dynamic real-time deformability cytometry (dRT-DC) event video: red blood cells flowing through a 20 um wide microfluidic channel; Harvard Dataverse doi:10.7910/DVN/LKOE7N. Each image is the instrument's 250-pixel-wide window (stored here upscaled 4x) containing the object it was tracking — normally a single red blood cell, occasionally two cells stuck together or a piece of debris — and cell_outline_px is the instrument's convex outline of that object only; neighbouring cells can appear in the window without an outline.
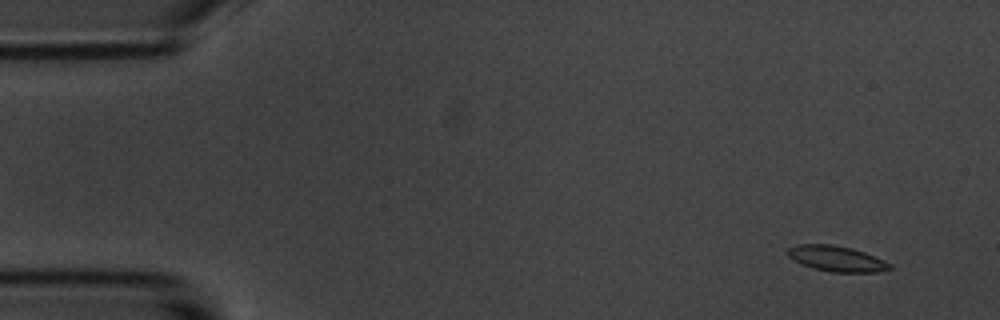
{"species": "common noctule bat (a hibernating species)", "species_latin": "Nyctalus noctula", "temperature_condition": "room temperature", "stored_images_in_passage": 8, "camera_frame_rate_fps": 3000, "um_per_image_px": 0.085, "animal": {"sex": "male", "body_mass_g": 20.1, "forearm_length_mm": 53.5}, "frame": {"image": 1, "passage_image": 1, "time_ms": 0.0, "image_size_px": [1000, 320], "cell_outline_px": [[892, 268], [876, 272], [832, 272], [812, 268], [792, 260], [788, 256], [788, 248], [796, 244], [832, 244], [852, 248], [864, 252], [884, 260], [892, 264]], "centroid_in_image_um": [71.09, 21.98], "position_along_channel_um": 13.9, "area_um2": 15.26}}
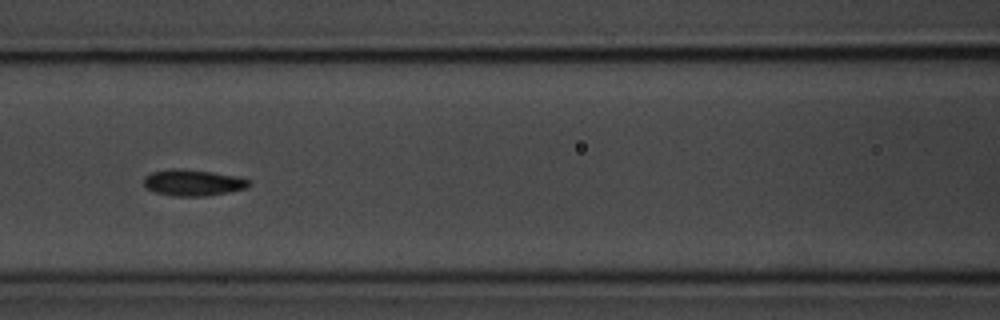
{"frame": {"image": 2, "passage_image": 7, "time_ms": 7.0, "image_size_px": [1000, 320], "cell_outline_px": [[252, 184], [248, 188], [208, 196], [172, 196], [152, 192], [144, 184], [144, 176], [152, 172], [172, 168], [176, 168], [212, 172], [236, 176], [248, 180]], "centroid_in_image_um": [16.39, 15.53], "position_along_channel_um": 150.2, "area_um2": 16.18}}
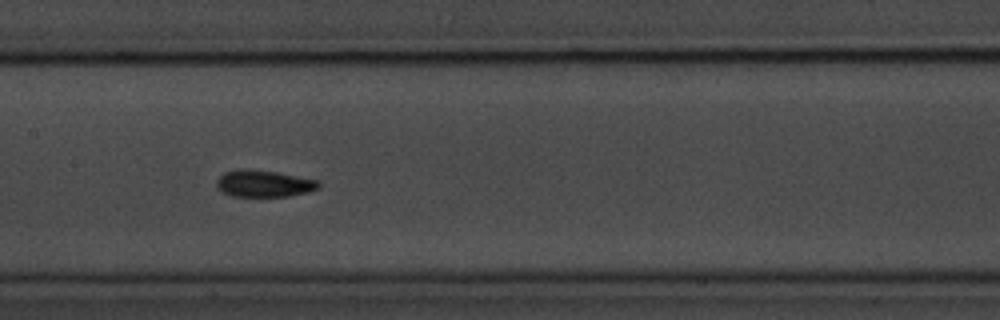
{"frame": {"image": 3, "passage_image": 8, "time_ms": 8.0, "image_size_px": [1000, 320], "cell_outline_px": [[320, 188], [308, 192], [288, 196], [232, 196], [220, 192], [216, 184], [216, 180], [224, 172], [240, 168], [248, 168], [276, 172], [320, 180]], "centroid_in_image_um": [22.42, 15.59], "position_along_channel_um": 185.0, "area_um2": 16.18}}